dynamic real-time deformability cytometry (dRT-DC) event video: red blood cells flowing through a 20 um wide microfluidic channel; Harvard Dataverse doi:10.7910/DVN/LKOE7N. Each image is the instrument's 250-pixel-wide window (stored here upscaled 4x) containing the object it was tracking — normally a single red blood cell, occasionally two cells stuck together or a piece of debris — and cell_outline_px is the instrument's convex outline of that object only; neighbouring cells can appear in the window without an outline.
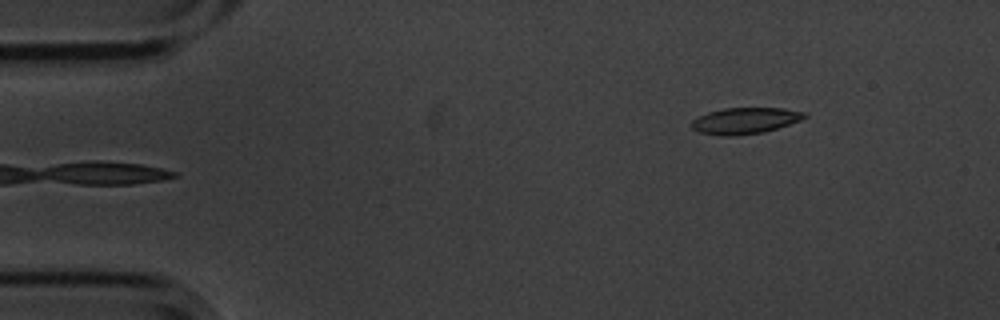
{"species": "common noctule bat (a hibernating species)", "species_latin": "Nyctalus noctula", "temperature_condition": "cold", "stored_images_in_passage": 6, "camera_frame_rate_fps": 3000, "um_per_image_px": 0.085, "animal": {"sex": "male", "body_mass_g": 20.1, "forearm_length_mm": 53.5}, "frame": {"image": 1, "passage_image": 6, "time_ms": 1.667, "image_size_px": [1000, 320], "cell_outline_px": [[808, 116], [800, 120], [764, 132], [736, 136], [720, 136], [700, 132], [692, 128], [692, 120], [708, 112], [724, 108], [784, 108], [804, 112]], "centroid_in_image_um": [63.32, 10.26], "position_along_channel_um": 21.7, "area_um2": 17.17}}